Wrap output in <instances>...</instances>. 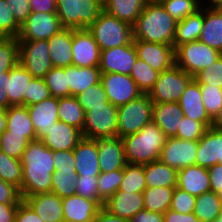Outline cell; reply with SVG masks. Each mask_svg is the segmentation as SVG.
Listing matches in <instances>:
<instances>
[{
	"mask_svg": "<svg viewBox=\"0 0 222 222\" xmlns=\"http://www.w3.org/2000/svg\"><path fill=\"white\" fill-rule=\"evenodd\" d=\"M200 89L202 92L203 105L212 119L222 107V88L200 85Z\"/></svg>",
	"mask_w": 222,
	"mask_h": 222,
	"instance_id": "52",
	"label": "cell"
},
{
	"mask_svg": "<svg viewBox=\"0 0 222 222\" xmlns=\"http://www.w3.org/2000/svg\"><path fill=\"white\" fill-rule=\"evenodd\" d=\"M57 13H31L22 24L18 40H49L63 30Z\"/></svg>",
	"mask_w": 222,
	"mask_h": 222,
	"instance_id": "11",
	"label": "cell"
},
{
	"mask_svg": "<svg viewBox=\"0 0 222 222\" xmlns=\"http://www.w3.org/2000/svg\"><path fill=\"white\" fill-rule=\"evenodd\" d=\"M19 63L18 38L0 37V77L7 76Z\"/></svg>",
	"mask_w": 222,
	"mask_h": 222,
	"instance_id": "39",
	"label": "cell"
},
{
	"mask_svg": "<svg viewBox=\"0 0 222 222\" xmlns=\"http://www.w3.org/2000/svg\"><path fill=\"white\" fill-rule=\"evenodd\" d=\"M0 178L18 189L22 186L21 160L8 156L0 150Z\"/></svg>",
	"mask_w": 222,
	"mask_h": 222,
	"instance_id": "44",
	"label": "cell"
},
{
	"mask_svg": "<svg viewBox=\"0 0 222 222\" xmlns=\"http://www.w3.org/2000/svg\"><path fill=\"white\" fill-rule=\"evenodd\" d=\"M82 138L81 130L58 120L41 141L52 151H65L73 150Z\"/></svg>",
	"mask_w": 222,
	"mask_h": 222,
	"instance_id": "22",
	"label": "cell"
},
{
	"mask_svg": "<svg viewBox=\"0 0 222 222\" xmlns=\"http://www.w3.org/2000/svg\"><path fill=\"white\" fill-rule=\"evenodd\" d=\"M218 162H222V130L209 127L198 140L196 165L208 169Z\"/></svg>",
	"mask_w": 222,
	"mask_h": 222,
	"instance_id": "20",
	"label": "cell"
},
{
	"mask_svg": "<svg viewBox=\"0 0 222 222\" xmlns=\"http://www.w3.org/2000/svg\"><path fill=\"white\" fill-rule=\"evenodd\" d=\"M72 65L99 67L101 50L88 29H73Z\"/></svg>",
	"mask_w": 222,
	"mask_h": 222,
	"instance_id": "15",
	"label": "cell"
},
{
	"mask_svg": "<svg viewBox=\"0 0 222 222\" xmlns=\"http://www.w3.org/2000/svg\"><path fill=\"white\" fill-rule=\"evenodd\" d=\"M137 57L161 73L175 65V48L163 43L133 41Z\"/></svg>",
	"mask_w": 222,
	"mask_h": 222,
	"instance_id": "16",
	"label": "cell"
},
{
	"mask_svg": "<svg viewBox=\"0 0 222 222\" xmlns=\"http://www.w3.org/2000/svg\"><path fill=\"white\" fill-rule=\"evenodd\" d=\"M15 222H44L34 209L25 201L21 200L15 213Z\"/></svg>",
	"mask_w": 222,
	"mask_h": 222,
	"instance_id": "58",
	"label": "cell"
},
{
	"mask_svg": "<svg viewBox=\"0 0 222 222\" xmlns=\"http://www.w3.org/2000/svg\"><path fill=\"white\" fill-rule=\"evenodd\" d=\"M117 109L109 101L104 106L90 107L85 112L83 138L99 139L117 137Z\"/></svg>",
	"mask_w": 222,
	"mask_h": 222,
	"instance_id": "9",
	"label": "cell"
},
{
	"mask_svg": "<svg viewBox=\"0 0 222 222\" xmlns=\"http://www.w3.org/2000/svg\"><path fill=\"white\" fill-rule=\"evenodd\" d=\"M195 202V196L178 187H175L170 203V209L182 214L193 213Z\"/></svg>",
	"mask_w": 222,
	"mask_h": 222,
	"instance_id": "54",
	"label": "cell"
},
{
	"mask_svg": "<svg viewBox=\"0 0 222 222\" xmlns=\"http://www.w3.org/2000/svg\"><path fill=\"white\" fill-rule=\"evenodd\" d=\"M145 1L146 3H150V4H162L166 0H145Z\"/></svg>",
	"mask_w": 222,
	"mask_h": 222,
	"instance_id": "70",
	"label": "cell"
},
{
	"mask_svg": "<svg viewBox=\"0 0 222 222\" xmlns=\"http://www.w3.org/2000/svg\"><path fill=\"white\" fill-rule=\"evenodd\" d=\"M99 67H67V85L70 96H76L101 81Z\"/></svg>",
	"mask_w": 222,
	"mask_h": 222,
	"instance_id": "31",
	"label": "cell"
},
{
	"mask_svg": "<svg viewBox=\"0 0 222 222\" xmlns=\"http://www.w3.org/2000/svg\"><path fill=\"white\" fill-rule=\"evenodd\" d=\"M43 79L51 96L57 98L70 96L69 86L67 85V67H52Z\"/></svg>",
	"mask_w": 222,
	"mask_h": 222,
	"instance_id": "43",
	"label": "cell"
},
{
	"mask_svg": "<svg viewBox=\"0 0 222 222\" xmlns=\"http://www.w3.org/2000/svg\"><path fill=\"white\" fill-rule=\"evenodd\" d=\"M6 130L11 134L24 135L30 141L36 140V131L31 122L27 106H10L5 110Z\"/></svg>",
	"mask_w": 222,
	"mask_h": 222,
	"instance_id": "32",
	"label": "cell"
},
{
	"mask_svg": "<svg viewBox=\"0 0 222 222\" xmlns=\"http://www.w3.org/2000/svg\"><path fill=\"white\" fill-rule=\"evenodd\" d=\"M147 188L143 165L126 164L123 169V180L119 191L144 192Z\"/></svg>",
	"mask_w": 222,
	"mask_h": 222,
	"instance_id": "41",
	"label": "cell"
},
{
	"mask_svg": "<svg viewBox=\"0 0 222 222\" xmlns=\"http://www.w3.org/2000/svg\"><path fill=\"white\" fill-rule=\"evenodd\" d=\"M44 222H64L62 198L53 192L38 193L24 199Z\"/></svg>",
	"mask_w": 222,
	"mask_h": 222,
	"instance_id": "25",
	"label": "cell"
},
{
	"mask_svg": "<svg viewBox=\"0 0 222 222\" xmlns=\"http://www.w3.org/2000/svg\"><path fill=\"white\" fill-rule=\"evenodd\" d=\"M93 222H129V221L121 217H118L110 213L104 207H101L97 215L95 216Z\"/></svg>",
	"mask_w": 222,
	"mask_h": 222,
	"instance_id": "66",
	"label": "cell"
},
{
	"mask_svg": "<svg viewBox=\"0 0 222 222\" xmlns=\"http://www.w3.org/2000/svg\"><path fill=\"white\" fill-rule=\"evenodd\" d=\"M122 180L123 169L113 170L109 173L101 172L97 180L99 197L105 202L118 191Z\"/></svg>",
	"mask_w": 222,
	"mask_h": 222,
	"instance_id": "47",
	"label": "cell"
},
{
	"mask_svg": "<svg viewBox=\"0 0 222 222\" xmlns=\"http://www.w3.org/2000/svg\"><path fill=\"white\" fill-rule=\"evenodd\" d=\"M197 148L198 141L168 137L161 150L159 160L178 171L181 168L196 165Z\"/></svg>",
	"mask_w": 222,
	"mask_h": 222,
	"instance_id": "13",
	"label": "cell"
},
{
	"mask_svg": "<svg viewBox=\"0 0 222 222\" xmlns=\"http://www.w3.org/2000/svg\"><path fill=\"white\" fill-rule=\"evenodd\" d=\"M178 188L197 197L211 191L210 178L207 168L191 165L181 168L177 172Z\"/></svg>",
	"mask_w": 222,
	"mask_h": 222,
	"instance_id": "24",
	"label": "cell"
},
{
	"mask_svg": "<svg viewBox=\"0 0 222 222\" xmlns=\"http://www.w3.org/2000/svg\"><path fill=\"white\" fill-rule=\"evenodd\" d=\"M57 0H29L31 13H57Z\"/></svg>",
	"mask_w": 222,
	"mask_h": 222,
	"instance_id": "61",
	"label": "cell"
},
{
	"mask_svg": "<svg viewBox=\"0 0 222 222\" xmlns=\"http://www.w3.org/2000/svg\"><path fill=\"white\" fill-rule=\"evenodd\" d=\"M33 76L19 63L10 70L8 81V100L10 106H27L28 84Z\"/></svg>",
	"mask_w": 222,
	"mask_h": 222,
	"instance_id": "29",
	"label": "cell"
},
{
	"mask_svg": "<svg viewBox=\"0 0 222 222\" xmlns=\"http://www.w3.org/2000/svg\"><path fill=\"white\" fill-rule=\"evenodd\" d=\"M88 30L93 35L100 50L133 43V26L119 20L104 10L91 24Z\"/></svg>",
	"mask_w": 222,
	"mask_h": 222,
	"instance_id": "4",
	"label": "cell"
},
{
	"mask_svg": "<svg viewBox=\"0 0 222 222\" xmlns=\"http://www.w3.org/2000/svg\"><path fill=\"white\" fill-rule=\"evenodd\" d=\"M77 178L76 171H55L52 176L51 192L60 198L76 195Z\"/></svg>",
	"mask_w": 222,
	"mask_h": 222,
	"instance_id": "42",
	"label": "cell"
},
{
	"mask_svg": "<svg viewBox=\"0 0 222 222\" xmlns=\"http://www.w3.org/2000/svg\"><path fill=\"white\" fill-rule=\"evenodd\" d=\"M200 0H166L162 6L176 22L194 14L201 7Z\"/></svg>",
	"mask_w": 222,
	"mask_h": 222,
	"instance_id": "46",
	"label": "cell"
},
{
	"mask_svg": "<svg viewBox=\"0 0 222 222\" xmlns=\"http://www.w3.org/2000/svg\"><path fill=\"white\" fill-rule=\"evenodd\" d=\"M213 222H222V216L219 215Z\"/></svg>",
	"mask_w": 222,
	"mask_h": 222,
	"instance_id": "71",
	"label": "cell"
},
{
	"mask_svg": "<svg viewBox=\"0 0 222 222\" xmlns=\"http://www.w3.org/2000/svg\"><path fill=\"white\" fill-rule=\"evenodd\" d=\"M145 5V0H106L103 10L133 26Z\"/></svg>",
	"mask_w": 222,
	"mask_h": 222,
	"instance_id": "35",
	"label": "cell"
},
{
	"mask_svg": "<svg viewBox=\"0 0 222 222\" xmlns=\"http://www.w3.org/2000/svg\"><path fill=\"white\" fill-rule=\"evenodd\" d=\"M57 16L63 28L88 29L103 11L98 0H57Z\"/></svg>",
	"mask_w": 222,
	"mask_h": 222,
	"instance_id": "5",
	"label": "cell"
},
{
	"mask_svg": "<svg viewBox=\"0 0 222 222\" xmlns=\"http://www.w3.org/2000/svg\"><path fill=\"white\" fill-rule=\"evenodd\" d=\"M73 29L64 28L48 40L49 56L53 67L65 68L72 65Z\"/></svg>",
	"mask_w": 222,
	"mask_h": 222,
	"instance_id": "28",
	"label": "cell"
},
{
	"mask_svg": "<svg viewBox=\"0 0 222 222\" xmlns=\"http://www.w3.org/2000/svg\"><path fill=\"white\" fill-rule=\"evenodd\" d=\"M129 222H164L163 214L143 209L136 213Z\"/></svg>",
	"mask_w": 222,
	"mask_h": 222,
	"instance_id": "63",
	"label": "cell"
},
{
	"mask_svg": "<svg viewBox=\"0 0 222 222\" xmlns=\"http://www.w3.org/2000/svg\"><path fill=\"white\" fill-rule=\"evenodd\" d=\"M21 200L19 189L0 178V203H19Z\"/></svg>",
	"mask_w": 222,
	"mask_h": 222,
	"instance_id": "59",
	"label": "cell"
},
{
	"mask_svg": "<svg viewBox=\"0 0 222 222\" xmlns=\"http://www.w3.org/2000/svg\"><path fill=\"white\" fill-rule=\"evenodd\" d=\"M209 3H211L210 5L208 4V6L204 7L207 9H222V0H206Z\"/></svg>",
	"mask_w": 222,
	"mask_h": 222,
	"instance_id": "68",
	"label": "cell"
},
{
	"mask_svg": "<svg viewBox=\"0 0 222 222\" xmlns=\"http://www.w3.org/2000/svg\"><path fill=\"white\" fill-rule=\"evenodd\" d=\"M206 130L207 128L201 122L183 116L175 137L182 140L198 141Z\"/></svg>",
	"mask_w": 222,
	"mask_h": 222,
	"instance_id": "53",
	"label": "cell"
},
{
	"mask_svg": "<svg viewBox=\"0 0 222 222\" xmlns=\"http://www.w3.org/2000/svg\"><path fill=\"white\" fill-rule=\"evenodd\" d=\"M98 176H78L76 195L95 201L100 207H103L104 201L99 197Z\"/></svg>",
	"mask_w": 222,
	"mask_h": 222,
	"instance_id": "51",
	"label": "cell"
},
{
	"mask_svg": "<svg viewBox=\"0 0 222 222\" xmlns=\"http://www.w3.org/2000/svg\"><path fill=\"white\" fill-rule=\"evenodd\" d=\"M207 171L210 178L211 191L217 193L222 199V165L215 164L208 168Z\"/></svg>",
	"mask_w": 222,
	"mask_h": 222,
	"instance_id": "60",
	"label": "cell"
},
{
	"mask_svg": "<svg viewBox=\"0 0 222 222\" xmlns=\"http://www.w3.org/2000/svg\"><path fill=\"white\" fill-rule=\"evenodd\" d=\"M193 76L177 65L159 73L158 79L148 93L153 103L178 102Z\"/></svg>",
	"mask_w": 222,
	"mask_h": 222,
	"instance_id": "8",
	"label": "cell"
},
{
	"mask_svg": "<svg viewBox=\"0 0 222 222\" xmlns=\"http://www.w3.org/2000/svg\"><path fill=\"white\" fill-rule=\"evenodd\" d=\"M178 103L183 116L201 122L206 128L211 126L212 119L203 105L200 84L194 78L187 85Z\"/></svg>",
	"mask_w": 222,
	"mask_h": 222,
	"instance_id": "19",
	"label": "cell"
},
{
	"mask_svg": "<svg viewBox=\"0 0 222 222\" xmlns=\"http://www.w3.org/2000/svg\"><path fill=\"white\" fill-rule=\"evenodd\" d=\"M30 140L24 135L11 134L5 130L0 134V150L8 156L21 160Z\"/></svg>",
	"mask_w": 222,
	"mask_h": 222,
	"instance_id": "45",
	"label": "cell"
},
{
	"mask_svg": "<svg viewBox=\"0 0 222 222\" xmlns=\"http://www.w3.org/2000/svg\"><path fill=\"white\" fill-rule=\"evenodd\" d=\"M211 128L222 130V107L218 113L212 118Z\"/></svg>",
	"mask_w": 222,
	"mask_h": 222,
	"instance_id": "67",
	"label": "cell"
},
{
	"mask_svg": "<svg viewBox=\"0 0 222 222\" xmlns=\"http://www.w3.org/2000/svg\"><path fill=\"white\" fill-rule=\"evenodd\" d=\"M198 41L222 53V9L204 8V22Z\"/></svg>",
	"mask_w": 222,
	"mask_h": 222,
	"instance_id": "30",
	"label": "cell"
},
{
	"mask_svg": "<svg viewBox=\"0 0 222 222\" xmlns=\"http://www.w3.org/2000/svg\"><path fill=\"white\" fill-rule=\"evenodd\" d=\"M27 109L36 131V140H41L59 120L58 98L50 96L39 103L27 106Z\"/></svg>",
	"mask_w": 222,
	"mask_h": 222,
	"instance_id": "17",
	"label": "cell"
},
{
	"mask_svg": "<svg viewBox=\"0 0 222 222\" xmlns=\"http://www.w3.org/2000/svg\"><path fill=\"white\" fill-rule=\"evenodd\" d=\"M221 55V52L200 41L188 42L175 48V65L194 76L215 63Z\"/></svg>",
	"mask_w": 222,
	"mask_h": 222,
	"instance_id": "7",
	"label": "cell"
},
{
	"mask_svg": "<svg viewBox=\"0 0 222 222\" xmlns=\"http://www.w3.org/2000/svg\"><path fill=\"white\" fill-rule=\"evenodd\" d=\"M21 26L16 22L14 16L5 0H0V37L17 38Z\"/></svg>",
	"mask_w": 222,
	"mask_h": 222,
	"instance_id": "49",
	"label": "cell"
},
{
	"mask_svg": "<svg viewBox=\"0 0 222 222\" xmlns=\"http://www.w3.org/2000/svg\"><path fill=\"white\" fill-rule=\"evenodd\" d=\"M19 203H0V222H14Z\"/></svg>",
	"mask_w": 222,
	"mask_h": 222,
	"instance_id": "64",
	"label": "cell"
},
{
	"mask_svg": "<svg viewBox=\"0 0 222 222\" xmlns=\"http://www.w3.org/2000/svg\"><path fill=\"white\" fill-rule=\"evenodd\" d=\"M159 76V72L153 70L143 60L137 58L131 70L130 77L135 81L142 94H148L153 88Z\"/></svg>",
	"mask_w": 222,
	"mask_h": 222,
	"instance_id": "40",
	"label": "cell"
},
{
	"mask_svg": "<svg viewBox=\"0 0 222 222\" xmlns=\"http://www.w3.org/2000/svg\"><path fill=\"white\" fill-rule=\"evenodd\" d=\"M193 78L200 85L222 88V55L215 63L199 71Z\"/></svg>",
	"mask_w": 222,
	"mask_h": 222,
	"instance_id": "50",
	"label": "cell"
},
{
	"mask_svg": "<svg viewBox=\"0 0 222 222\" xmlns=\"http://www.w3.org/2000/svg\"><path fill=\"white\" fill-rule=\"evenodd\" d=\"M28 85L27 106L39 103L51 96L50 91L42 78H33Z\"/></svg>",
	"mask_w": 222,
	"mask_h": 222,
	"instance_id": "55",
	"label": "cell"
},
{
	"mask_svg": "<svg viewBox=\"0 0 222 222\" xmlns=\"http://www.w3.org/2000/svg\"><path fill=\"white\" fill-rule=\"evenodd\" d=\"M6 130V114L5 110H0V134Z\"/></svg>",
	"mask_w": 222,
	"mask_h": 222,
	"instance_id": "69",
	"label": "cell"
},
{
	"mask_svg": "<svg viewBox=\"0 0 222 222\" xmlns=\"http://www.w3.org/2000/svg\"><path fill=\"white\" fill-rule=\"evenodd\" d=\"M127 164L146 165L159 160V156L167 137L163 131L151 121L139 132L121 138Z\"/></svg>",
	"mask_w": 222,
	"mask_h": 222,
	"instance_id": "3",
	"label": "cell"
},
{
	"mask_svg": "<svg viewBox=\"0 0 222 222\" xmlns=\"http://www.w3.org/2000/svg\"><path fill=\"white\" fill-rule=\"evenodd\" d=\"M175 187H153L146 188L143 192L144 209L164 214L170 209Z\"/></svg>",
	"mask_w": 222,
	"mask_h": 222,
	"instance_id": "38",
	"label": "cell"
},
{
	"mask_svg": "<svg viewBox=\"0 0 222 222\" xmlns=\"http://www.w3.org/2000/svg\"><path fill=\"white\" fill-rule=\"evenodd\" d=\"M58 119L81 131L83 130L85 111L75 96L58 98Z\"/></svg>",
	"mask_w": 222,
	"mask_h": 222,
	"instance_id": "36",
	"label": "cell"
},
{
	"mask_svg": "<svg viewBox=\"0 0 222 222\" xmlns=\"http://www.w3.org/2000/svg\"><path fill=\"white\" fill-rule=\"evenodd\" d=\"M55 171H75L73 150L53 151Z\"/></svg>",
	"mask_w": 222,
	"mask_h": 222,
	"instance_id": "56",
	"label": "cell"
},
{
	"mask_svg": "<svg viewBox=\"0 0 222 222\" xmlns=\"http://www.w3.org/2000/svg\"><path fill=\"white\" fill-rule=\"evenodd\" d=\"M16 22L22 26L31 14L29 0H5Z\"/></svg>",
	"mask_w": 222,
	"mask_h": 222,
	"instance_id": "57",
	"label": "cell"
},
{
	"mask_svg": "<svg viewBox=\"0 0 222 222\" xmlns=\"http://www.w3.org/2000/svg\"><path fill=\"white\" fill-rule=\"evenodd\" d=\"M22 163V186L19 189L21 198L38 193L51 192L52 176L55 172L53 151L41 140L28 143Z\"/></svg>",
	"mask_w": 222,
	"mask_h": 222,
	"instance_id": "1",
	"label": "cell"
},
{
	"mask_svg": "<svg viewBox=\"0 0 222 222\" xmlns=\"http://www.w3.org/2000/svg\"><path fill=\"white\" fill-rule=\"evenodd\" d=\"M164 222H199L194 213L182 214L171 209H168L163 214Z\"/></svg>",
	"mask_w": 222,
	"mask_h": 222,
	"instance_id": "62",
	"label": "cell"
},
{
	"mask_svg": "<svg viewBox=\"0 0 222 222\" xmlns=\"http://www.w3.org/2000/svg\"><path fill=\"white\" fill-rule=\"evenodd\" d=\"M177 22L162 4L146 3L133 25V41L163 43L173 46Z\"/></svg>",
	"mask_w": 222,
	"mask_h": 222,
	"instance_id": "2",
	"label": "cell"
},
{
	"mask_svg": "<svg viewBox=\"0 0 222 222\" xmlns=\"http://www.w3.org/2000/svg\"><path fill=\"white\" fill-rule=\"evenodd\" d=\"M153 102L148 94L121 105L117 109V137L123 138L139 132L152 121Z\"/></svg>",
	"mask_w": 222,
	"mask_h": 222,
	"instance_id": "6",
	"label": "cell"
},
{
	"mask_svg": "<svg viewBox=\"0 0 222 222\" xmlns=\"http://www.w3.org/2000/svg\"><path fill=\"white\" fill-rule=\"evenodd\" d=\"M98 1L104 4L106 0H98Z\"/></svg>",
	"mask_w": 222,
	"mask_h": 222,
	"instance_id": "73",
	"label": "cell"
},
{
	"mask_svg": "<svg viewBox=\"0 0 222 222\" xmlns=\"http://www.w3.org/2000/svg\"><path fill=\"white\" fill-rule=\"evenodd\" d=\"M75 97L85 112L90 110V107L104 106V103L108 102L101 82L94 84Z\"/></svg>",
	"mask_w": 222,
	"mask_h": 222,
	"instance_id": "48",
	"label": "cell"
},
{
	"mask_svg": "<svg viewBox=\"0 0 222 222\" xmlns=\"http://www.w3.org/2000/svg\"><path fill=\"white\" fill-rule=\"evenodd\" d=\"M222 199L215 192L209 191L196 197L194 215L199 222H213L220 215Z\"/></svg>",
	"mask_w": 222,
	"mask_h": 222,
	"instance_id": "37",
	"label": "cell"
},
{
	"mask_svg": "<svg viewBox=\"0 0 222 222\" xmlns=\"http://www.w3.org/2000/svg\"><path fill=\"white\" fill-rule=\"evenodd\" d=\"M64 222H93L100 206L79 195L62 198Z\"/></svg>",
	"mask_w": 222,
	"mask_h": 222,
	"instance_id": "26",
	"label": "cell"
},
{
	"mask_svg": "<svg viewBox=\"0 0 222 222\" xmlns=\"http://www.w3.org/2000/svg\"><path fill=\"white\" fill-rule=\"evenodd\" d=\"M137 51L134 42L115 48L101 51L99 69L102 74L120 73L123 75L131 74L133 65L137 60Z\"/></svg>",
	"mask_w": 222,
	"mask_h": 222,
	"instance_id": "14",
	"label": "cell"
},
{
	"mask_svg": "<svg viewBox=\"0 0 222 222\" xmlns=\"http://www.w3.org/2000/svg\"><path fill=\"white\" fill-rule=\"evenodd\" d=\"M74 168L78 176H98L101 171L98 163V146L94 139L82 138L73 149Z\"/></svg>",
	"mask_w": 222,
	"mask_h": 222,
	"instance_id": "23",
	"label": "cell"
},
{
	"mask_svg": "<svg viewBox=\"0 0 222 222\" xmlns=\"http://www.w3.org/2000/svg\"><path fill=\"white\" fill-rule=\"evenodd\" d=\"M183 119V112L178 102L153 103L152 121L163 131L165 136L175 137Z\"/></svg>",
	"mask_w": 222,
	"mask_h": 222,
	"instance_id": "27",
	"label": "cell"
},
{
	"mask_svg": "<svg viewBox=\"0 0 222 222\" xmlns=\"http://www.w3.org/2000/svg\"><path fill=\"white\" fill-rule=\"evenodd\" d=\"M146 186L153 187H176L177 186V170L161 162L153 161L143 165Z\"/></svg>",
	"mask_w": 222,
	"mask_h": 222,
	"instance_id": "34",
	"label": "cell"
},
{
	"mask_svg": "<svg viewBox=\"0 0 222 222\" xmlns=\"http://www.w3.org/2000/svg\"><path fill=\"white\" fill-rule=\"evenodd\" d=\"M19 64L34 78H44L53 67L49 56L48 40H18Z\"/></svg>",
	"mask_w": 222,
	"mask_h": 222,
	"instance_id": "10",
	"label": "cell"
},
{
	"mask_svg": "<svg viewBox=\"0 0 222 222\" xmlns=\"http://www.w3.org/2000/svg\"><path fill=\"white\" fill-rule=\"evenodd\" d=\"M220 215L222 216V202H221V207H220Z\"/></svg>",
	"mask_w": 222,
	"mask_h": 222,
	"instance_id": "72",
	"label": "cell"
},
{
	"mask_svg": "<svg viewBox=\"0 0 222 222\" xmlns=\"http://www.w3.org/2000/svg\"><path fill=\"white\" fill-rule=\"evenodd\" d=\"M103 207L110 213L130 220L136 213L144 209L143 192L116 191L105 202Z\"/></svg>",
	"mask_w": 222,
	"mask_h": 222,
	"instance_id": "21",
	"label": "cell"
},
{
	"mask_svg": "<svg viewBox=\"0 0 222 222\" xmlns=\"http://www.w3.org/2000/svg\"><path fill=\"white\" fill-rule=\"evenodd\" d=\"M203 22L204 6L201 5V8L194 14L189 15L184 20L177 22L173 47L176 48L177 46L188 42L198 41Z\"/></svg>",
	"mask_w": 222,
	"mask_h": 222,
	"instance_id": "33",
	"label": "cell"
},
{
	"mask_svg": "<svg viewBox=\"0 0 222 222\" xmlns=\"http://www.w3.org/2000/svg\"><path fill=\"white\" fill-rule=\"evenodd\" d=\"M8 81H9V74L4 77H0V110H6L9 105L8 100Z\"/></svg>",
	"mask_w": 222,
	"mask_h": 222,
	"instance_id": "65",
	"label": "cell"
},
{
	"mask_svg": "<svg viewBox=\"0 0 222 222\" xmlns=\"http://www.w3.org/2000/svg\"><path fill=\"white\" fill-rule=\"evenodd\" d=\"M98 146V163L101 172L124 169V146L120 137L94 139Z\"/></svg>",
	"mask_w": 222,
	"mask_h": 222,
	"instance_id": "18",
	"label": "cell"
},
{
	"mask_svg": "<svg viewBox=\"0 0 222 222\" xmlns=\"http://www.w3.org/2000/svg\"><path fill=\"white\" fill-rule=\"evenodd\" d=\"M108 101L119 107L138 98L142 92L129 75L120 73L101 74V81Z\"/></svg>",
	"mask_w": 222,
	"mask_h": 222,
	"instance_id": "12",
	"label": "cell"
}]
</instances>
